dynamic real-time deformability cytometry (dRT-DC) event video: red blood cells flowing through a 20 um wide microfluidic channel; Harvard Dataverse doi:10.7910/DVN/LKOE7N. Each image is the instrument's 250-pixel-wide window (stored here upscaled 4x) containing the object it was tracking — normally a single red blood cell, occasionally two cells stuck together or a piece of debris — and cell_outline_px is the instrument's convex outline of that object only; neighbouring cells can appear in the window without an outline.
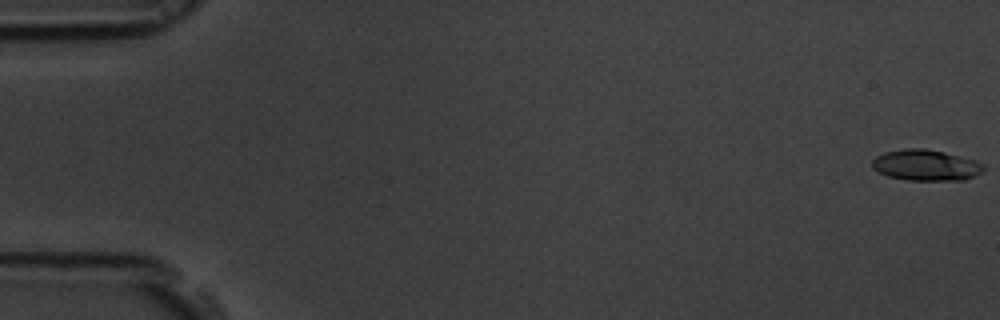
{"species": "common noctule bat (a hibernating species)", "species_latin": "Nyctalus noctula", "temperature_condition": "room temperature", "stored_images_in_passage": 54, "camera_frame_rate_fps": 3000, "um_per_image_px": 0.085, "animal": {"sex": "male", "body_mass_g": 19.5, "forearm_length_mm": 54.6}, "frame": {"image": 1, "passage_image": 1, "time_ms": 0.0, "image_size_px": [1000, 320], "cell_outline_px": [[984, 172], [976, 176], [964, 180], [908, 180], [888, 176], [872, 168], [872, 160], [876, 156], [884, 152], [904, 148], [924, 148], [944, 152], [976, 160], [984, 164]], "centroid_in_image_um": [78.73, 14.04], "position_along_channel_um": 6.3, "area_um2": 20.29}}
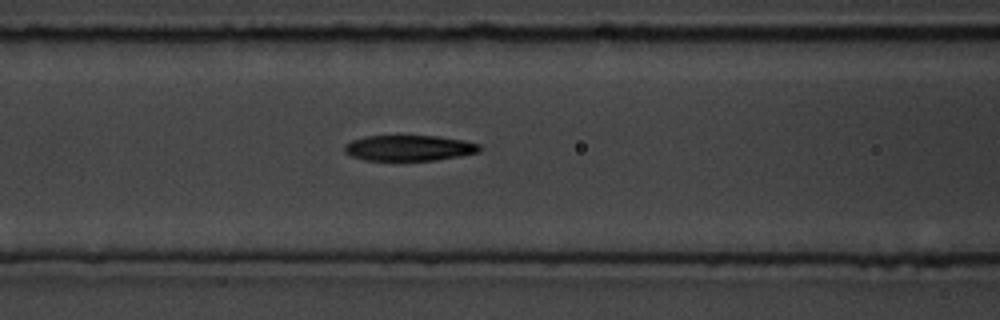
{"frame": {"image": 2, "passage_image": 23, "time_ms": 7.333, "image_size_px": [1000, 320], "cell_outline_px": [[480, 152], [460, 156], [436, 160], [364, 160], [352, 156], [344, 152], [344, 144], [352, 140], [364, 136], [436, 136], [464, 140], [480, 144]], "centroid_in_image_um": [34.77, 12.58], "position_along_channel_um": 131.8, "area_um2": 20.23}}
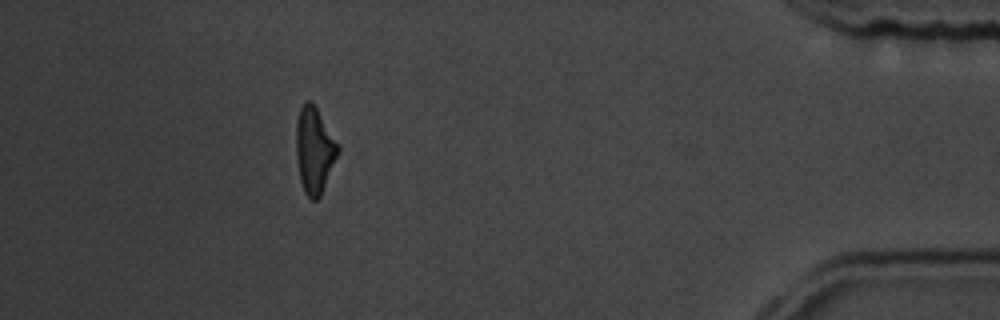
{"frame": {"image": 3, "passage_image": 49, "time_ms": 16.0, "image_size_px": [1000, 320], "cell_outline_px": [[340, 152], [320, 196], [316, 200], [312, 200], [304, 192], [300, 180], [296, 156], [296, 124], [300, 108], [304, 100], [308, 100], [316, 108], [340, 148]], "centroid_in_image_um": [26.71, 12.79], "position_along_channel_um": 408.5, "area_um2": 20.75}, "authors_computed_cell_mechanics": {"area_um2": 20.7502, "velocity_mm_per_s": 3.8183, "shape_relaxation_time_tau1_ms": 3.0401, "shape_relaxation_time_tau2_ms": 2.0702, "deformation_change_tau1": 0.1609, "deformation_change_tau2": 0.1176}}